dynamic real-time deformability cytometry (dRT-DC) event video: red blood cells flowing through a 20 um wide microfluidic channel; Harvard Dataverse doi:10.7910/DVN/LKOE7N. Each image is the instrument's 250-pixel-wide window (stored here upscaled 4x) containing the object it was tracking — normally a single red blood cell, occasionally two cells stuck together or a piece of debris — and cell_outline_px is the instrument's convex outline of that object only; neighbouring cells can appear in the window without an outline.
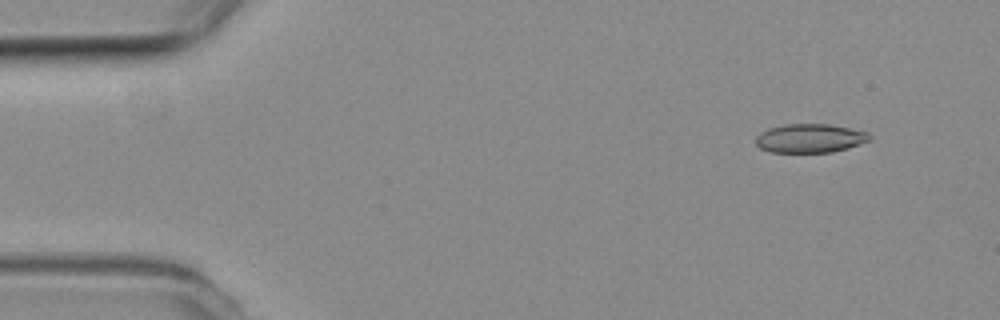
{"species": "common noctule bat (a hibernating species)", "species_latin": "Nyctalus noctula", "temperature_condition": "room temperature", "stored_images_in_passage": 5, "camera_frame_rate_fps": 3000, "um_per_image_px": 0.085, "animal": {"sex": "female", "body_mass_g": 19.3, "forearm_length_mm": 54.1}, "frame": {"image": 1, "passage_image": 2, "time_ms": 0.333, "image_size_px": [1000, 320], "cell_outline_px": [[872, 140], [848, 148], [832, 152], [768, 152], [760, 148], [756, 144], [756, 136], [760, 132], [768, 128], [784, 124], [828, 124], [868, 132], [872, 136]], "centroid_in_image_um": [68.85, 11.75], "position_along_channel_um": 16.2, "area_um2": 19.25}}
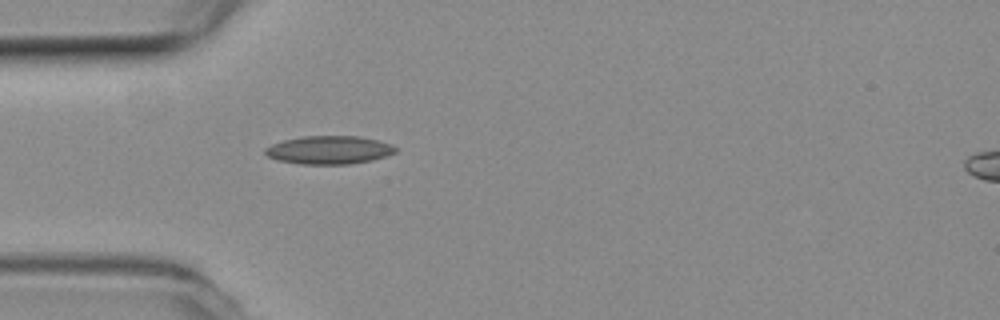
{"frame": {"image": 2, "passage_image": 5, "time_ms": 1.333, "image_size_px": [1000, 320], "cell_outline_px": [[400, 148], [396, 152], [372, 160], [352, 164], [300, 164], [276, 160], [268, 156], [264, 152], [264, 148], [272, 144], [284, 140], [300, 136], [360, 136], [380, 140], [392, 144]], "centroid_in_image_um": [28.0, 12.74], "position_along_channel_um": 57.0, "area_um2": 21.73}}